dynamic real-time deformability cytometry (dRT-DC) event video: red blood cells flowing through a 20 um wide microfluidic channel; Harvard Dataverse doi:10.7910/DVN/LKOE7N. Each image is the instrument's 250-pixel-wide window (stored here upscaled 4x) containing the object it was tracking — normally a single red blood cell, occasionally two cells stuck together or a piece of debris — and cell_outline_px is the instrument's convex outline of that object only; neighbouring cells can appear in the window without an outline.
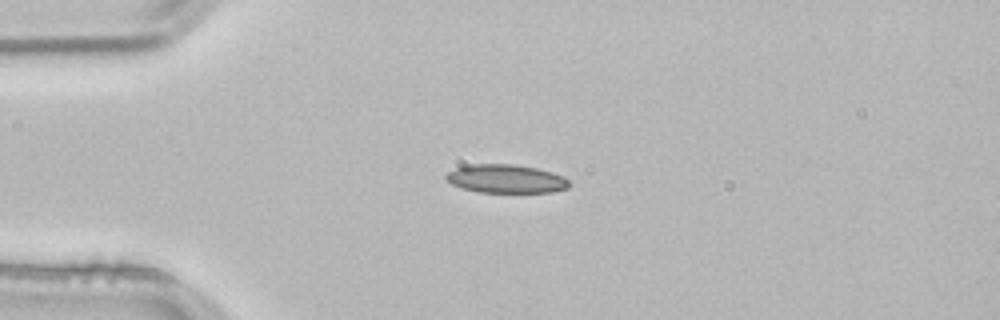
{"species": "common noctule bat (a hibernating species)", "species_latin": "Nyctalus noctula", "temperature_condition": "room temperature", "stored_images_in_passage": 1, "camera_frame_rate_fps": 3000, "um_per_image_px": 0.085, "animal": {"sex": "male", "body_mass_g": 21.5, "forearm_length_mm": 52.0}, "frame": {"image": 1, "passage_image": 1, "time_ms": 0.0, "image_size_px": [1000, 320], "cell_outline_px": [[568, 188], [552, 192], [476, 192], [460, 188], [452, 184], [444, 176], [448, 172], [456, 168], [472, 164], [512, 164], [536, 168], [552, 172], [564, 176], [568, 180]], "centroid_in_image_um": [43.0, 15.2], "position_along_channel_um": 42.0, "area_um2": 20.4}}